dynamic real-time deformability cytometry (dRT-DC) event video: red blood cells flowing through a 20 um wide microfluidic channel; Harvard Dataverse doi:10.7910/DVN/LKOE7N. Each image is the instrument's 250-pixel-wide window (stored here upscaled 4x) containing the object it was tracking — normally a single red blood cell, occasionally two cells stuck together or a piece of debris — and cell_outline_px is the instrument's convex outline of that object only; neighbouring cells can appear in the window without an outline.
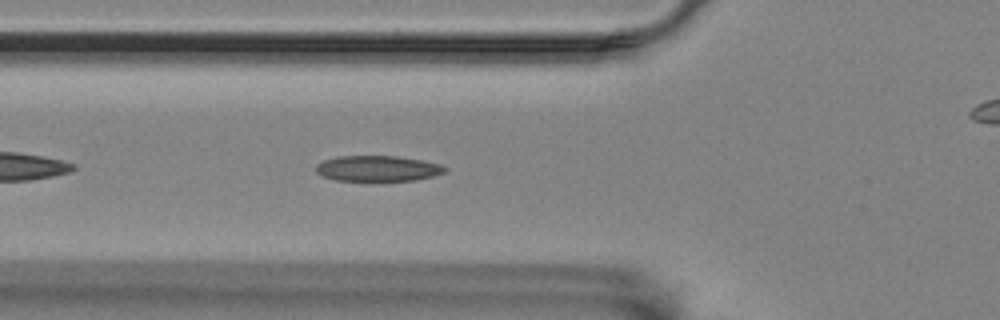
{"species": "Egyptian fruit bat (a non-hibernating species)", "species_latin": "Rousettus aegyptiacus", "temperature_condition": "room temperature", "stored_images_in_passage": 38, "camera_frame_rate_fps": 3000, "um_per_image_px": 0.085, "animal": {"sex": "female"}, "frame": {"image": 1, "passage_image": 6, "time_ms": 1.667, "image_size_px": [1000, 320], "cell_outline_px": [[448, 168], [444, 172], [432, 176], [416, 180], [336, 180], [324, 176], [316, 172], [316, 164], [324, 160], [340, 156], [396, 156], [420, 160], [440, 164]], "centroid_in_image_um": [32.1, 14.31], "position_along_channel_um": 93.7, "area_um2": 18.96}}
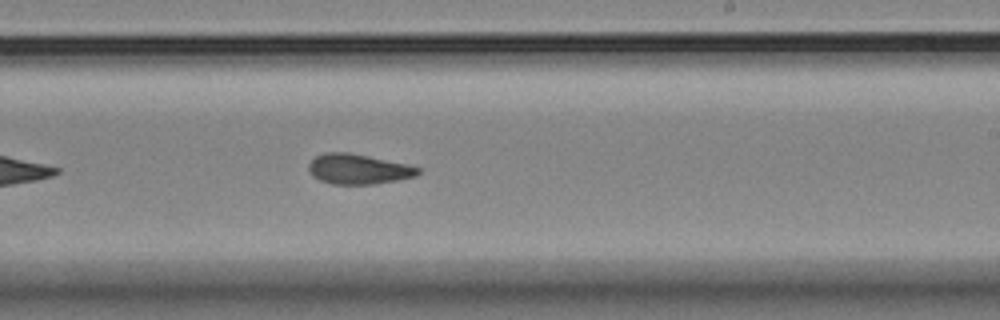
{"frame": {"image": 2, "passage_image": 20, "time_ms": 6.333, "image_size_px": [1000, 320], "cell_outline_px": [[420, 172], [416, 176], [396, 180], [372, 184], [332, 184], [320, 180], [312, 176], [308, 168], [308, 164], [316, 156], [324, 152], [348, 152], [408, 164], [420, 168]], "centroid_in_image_um": [30.44, 14.37], "position_along_channel_um": 258.6, "area_um2": 19.13}}
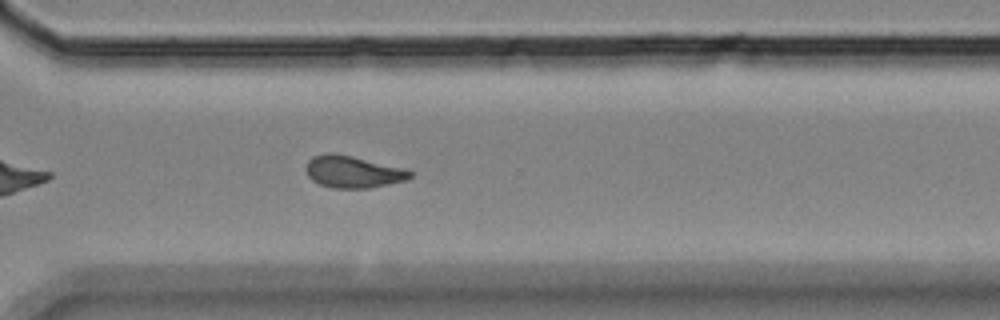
{"frame": {"image": 3, "passage_image": 27, "time_ms": 8.667, "image_size_px": [1000, 320], "cell_outline_px": [[412, 176], [408, 180], [368, 188], [332, 188], [320, 184], [312, 180], [308, 176], [304, 168], [308, 160], [312, 156], [328, 152], [336, 152], [404, 168], [412, 172]], "centroid_in_image_um": [29.97, 14.59], "position_along_channel_um": 340.6, "area_um2": 19.65}, "authors_computed_cell_mechanics": {"area_um2": 19.1318, "velocity_mm_per_s": 3.5169, "shape_relaxation_time_tau1_ms": 9.7767, "shape_relaxation_time_tau2_ms": 1.7247, "deformation_change_tau1": 0.2192, "deformation_change_tau2": 0.0771}}